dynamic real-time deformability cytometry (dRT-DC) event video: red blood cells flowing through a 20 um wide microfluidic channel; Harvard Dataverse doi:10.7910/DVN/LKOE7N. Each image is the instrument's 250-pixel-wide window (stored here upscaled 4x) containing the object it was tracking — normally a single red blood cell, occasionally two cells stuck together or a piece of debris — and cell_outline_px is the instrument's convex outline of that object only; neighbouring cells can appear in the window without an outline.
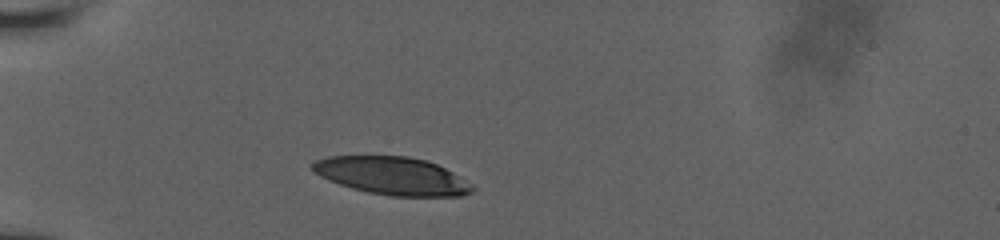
{"species": "human", "species_latin": "Homo sapiens", "temperature_condition": "room temperature", "stored_images_in_passage": 3, "camera_frame_rate_fps": 3000, "um_per_image_px": 0.085, "donor": {"sex": "male"}, "frame": {"image": 1, "passage_image": 1, "time_ms": 0.0, "image_size_px": [1000, 240], "cell_outline_px": [[476, 188], [472, 192], [460, 196], [388, 196], [368, 192], [352, 188], [328, 180], [312, 172], [308, 168], [316, 160], [328, 156], [408, 156], [424, 160], [436, 164], [460, 176], [472, 184]], "centroid_in_image_um": [33.32, 14.95], "position_along_channel_um": 51.7, "area_um2": 35.32}}
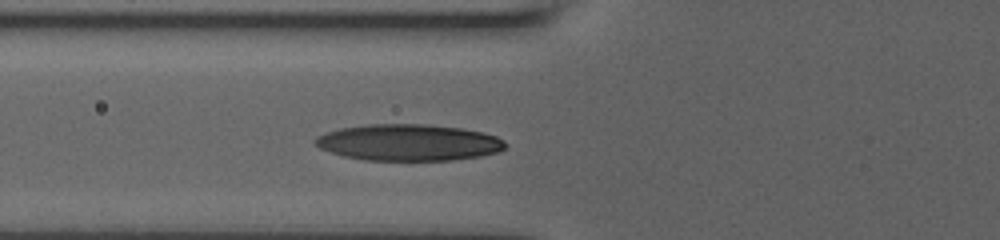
{"frame": {"image": 2, "passage_image": 3, "time_ms": 1.667, "image_size_px": [1000, 240], "cell_outline_px": [[508, 144], [500, 152], [480, 156], [452, 160], [364, 160], [344, 156], [328, 152], [312, 144], [312, 140], [316, 136], [324, 132], [340, 128], [368, 124], [428, 124], [460, 128], [484, 132], [496, 136], [504, 140]], "centroid_in_image_um": [34.7, 12.11], "position_along_channel_um": 91.1, "area_um2": 40.86}}